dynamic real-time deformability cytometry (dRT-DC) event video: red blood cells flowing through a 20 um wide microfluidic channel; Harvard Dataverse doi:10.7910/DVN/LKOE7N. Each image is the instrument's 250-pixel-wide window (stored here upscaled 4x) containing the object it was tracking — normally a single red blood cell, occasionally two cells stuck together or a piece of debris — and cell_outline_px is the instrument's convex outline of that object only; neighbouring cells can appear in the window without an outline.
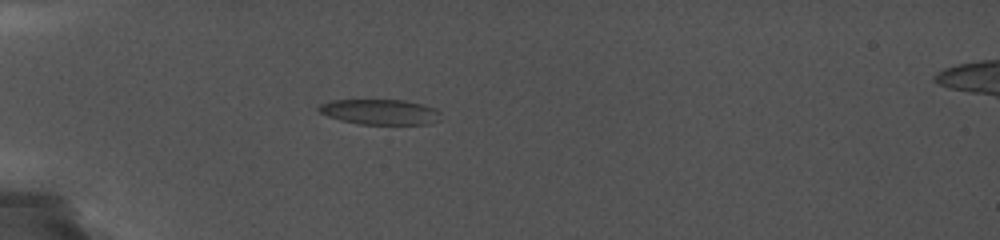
{"species": "common noctule bat (a hibernating species)", "species_latin": "Nyctalus noctula", "temperature_condition": "cold", "stored_images_in_passage": 39, "camera_frame_rate_fps": 5000, "um_per_image_px": 0.085, "animal": {"sex": "female", "body_mass_g": 19.0, "forearm_length_mm": 56.7}, "frame": {"image": 1, "passage_image": 1, "time_ms": 0.0, "image_size_px": [1000, 240], "cell_outline_px": [[440, 120], [428, 124], [360, 124], [340, 120], [328, 116], [320, 112], [316, 108], [320, 104], [332, 100], [404, 100], [424, 104], [436, 108], [440, 112]], "centroid_in_image_um": [32.33, 9.51], "position_along_channel_um": 52.7, "area_um2": 18.09}}
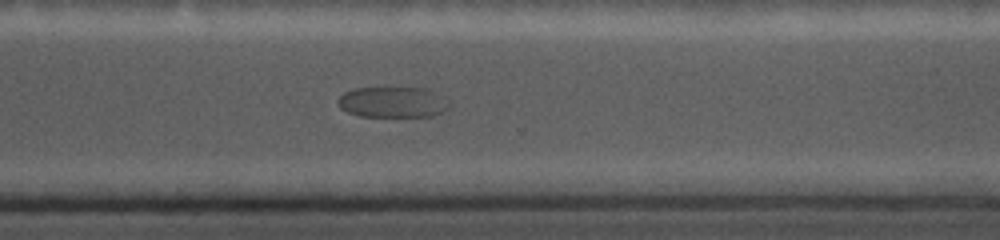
{"frame": {"image": 2, "passage_image": 30, "time_ms": 8.8, "image_size_px": [1000, 240], "cell_outline_px": [[452, 108], [432, 116], [360, 116], [348, 112], [340, 108], [336, 100], [344, 92], [356, 88], [428, 88], [452, 104]], "centroid_in_image_um": [33.4, 8.68], "position_along_channel_um": 337.2, "area_um2": 20.0}}
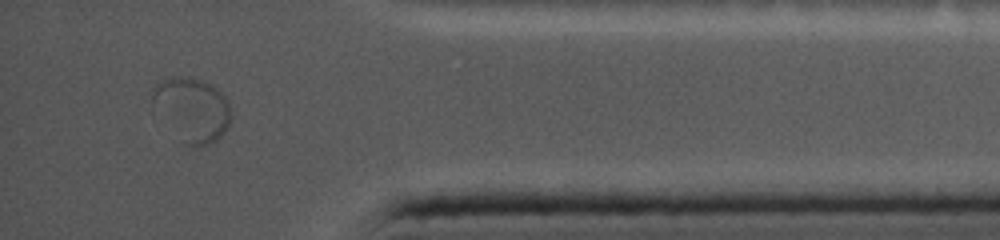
{"frame": {"image": 3, "passage_image": 37, "time_ms": 11.4, "image_size_px": [1000, 240], "cell_outline_px": [[232, 116], [224, 132], [216, 140], [208, 144], [196, 148], [192, 148], [184, 144], [152, 104], [152, 88], [160, 80], [180, 76], [188, 76], [212, 84], [228, 100], [232, 112]], "centroid_in_image_um": [16.34, 9.3], "position_along_channel_um": 418.9, "area_um2": 29.19}}